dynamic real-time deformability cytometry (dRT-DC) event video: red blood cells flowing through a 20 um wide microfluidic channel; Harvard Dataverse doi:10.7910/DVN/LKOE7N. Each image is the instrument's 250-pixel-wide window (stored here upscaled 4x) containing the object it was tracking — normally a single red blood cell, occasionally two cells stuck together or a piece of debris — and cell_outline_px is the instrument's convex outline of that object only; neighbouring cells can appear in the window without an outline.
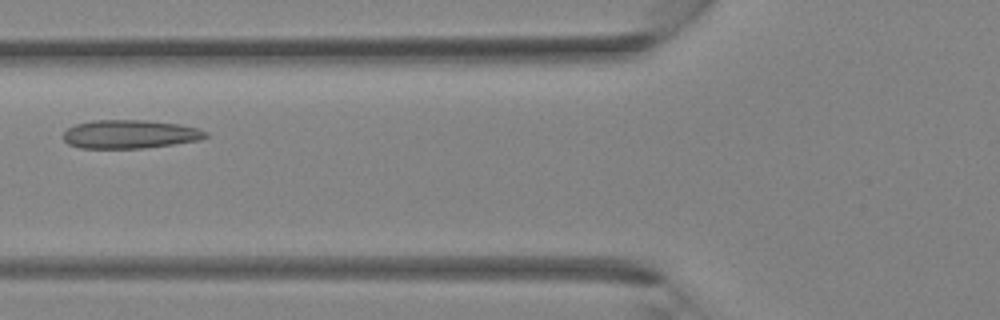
{"species": "Egyptian fruit bat (a non-hibernating species)", "species_latin": "Rousettus aegyptiacus", "temperature_condition": "room temperature", "stored_images_in_passage": 33, "camera_frame_rate_fps": 3000, "um_per_image_px": 0.085, "animal": {"sex": "female"}, "frame": {"image": 1, "passage_image": 10, "time_ms": 3.0, "image_size_px": [1000, 320], "cell_outline_px": [[208, 136], [200, 140], [144, 148], [80, 148], [68, 144], [64, 140], [64, 132], [68, 128], [76, 124], [92, 120], [144, 120], [180, 124], [196, 128], [208, 132]], "centroid_in_image_um": [11.04, 11.4], "position_along_channel_um": 114.8, "area_um2": 23.64}}
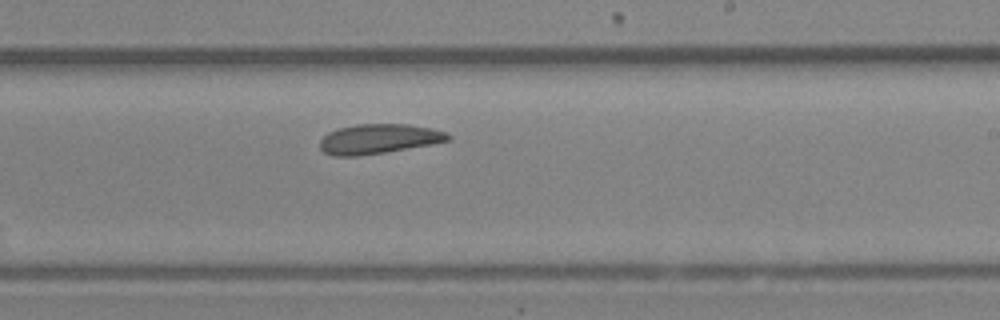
{"frame": {"image": 2, "passage_image": 18, "time_ms": 5.667, "image_size_px": [1000, 320], "cell_outline_px": [[452, 140], [432, 144], [384, 152], [356, 156], [336, 156], [324, 152], [320, 148], [320, 140], [328, 132], [336, 128], [356, 124], [408, 124], [448, 132], [452, 136]], "centroid_in_image_um": [32.19, 11.8], "position_along_channel_um": 256.8, "area_um2": 22.2}}
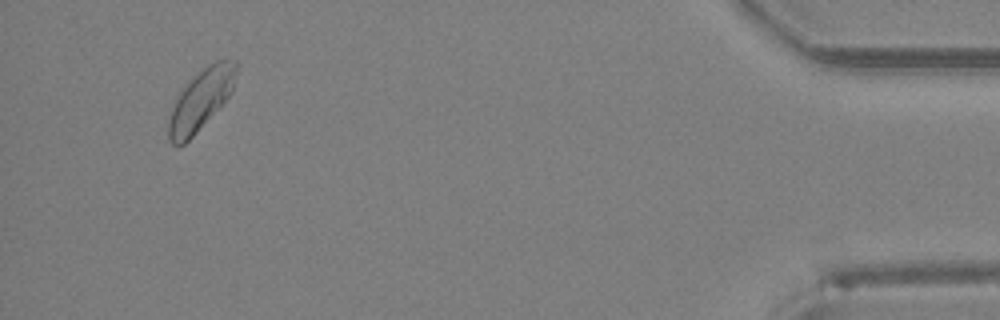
{"frame": {"image": 3, "passage_image": 31, "time_ms": 10.0, "image_size_px": [1000, 320], "cell_outline_px": [[236, 72], [232, 92], [196, 132], [184, 144], [172, 144], [168, 140], [168, 120], [176, 96], [208, 64], [224, 56], [236, 60]], "centroid_in_image_um": [17.08, 8.45], "position_along_channel_um": 418.1, "area_um2": 23.35}}